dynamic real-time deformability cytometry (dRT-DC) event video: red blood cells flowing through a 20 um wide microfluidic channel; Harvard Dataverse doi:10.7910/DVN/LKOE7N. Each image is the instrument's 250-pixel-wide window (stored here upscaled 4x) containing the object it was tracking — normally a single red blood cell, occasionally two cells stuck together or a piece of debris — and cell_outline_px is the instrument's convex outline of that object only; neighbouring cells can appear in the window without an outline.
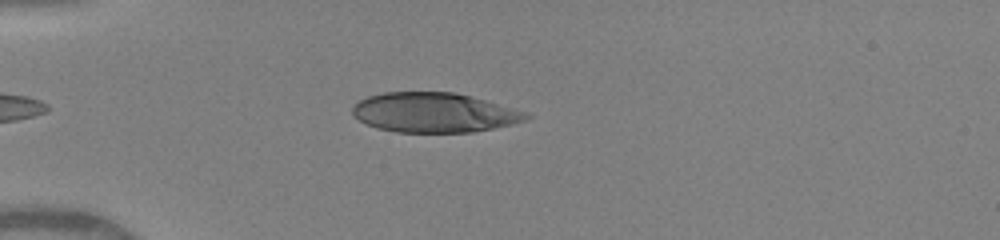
{"species": "human", "species_latin": "Homo sapiens", "temperature_condition": "warm", "stored_images_in_passage": 23, "camera_frame_rate_fps": 3000, "um_per_image_px": 0.085, "donor": {"sex": "female"}, "frame": {"image": 1, "passage_image": 5, "time_ms": 1.333, "image_size_px": [1000, 240], "cell_outline_px": [[532, 116], [528, 120], [512, 124], [472, 132], [396, 132], [376, 128], [360, 120], [352, 112], [352, 108], [360, 100], [368, 96], [384, 92], [452, 92], [484, 100], [528, 112]], "centroid_in_image_um": [36.92, 9.57], "position_along_channel_um": 48.1, "area_um2": 39.88}}
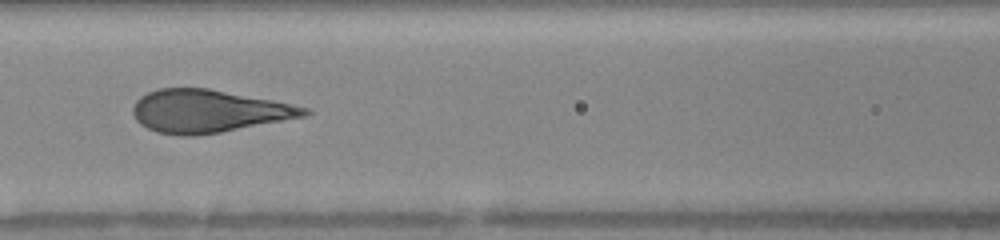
{"frame": {"image": 2, "passage_image": 14, "time_ms": 4.333, "image_size_px": [1000, 240], "cell_outline_px": [[312, 112], [308, 116], [220, 132], [196, 136], [180, 136], [156, 132], [140, 124], [136, 120], [132, 112], [132, 108], [136, 100], [140, 96], [156, 88], [208, 88], [272, 100], [308, 108]], "centroid_in_image_um": [17.68, 9.45], "position_along_channel_um": 148.9, "area_um2": 42.77}}
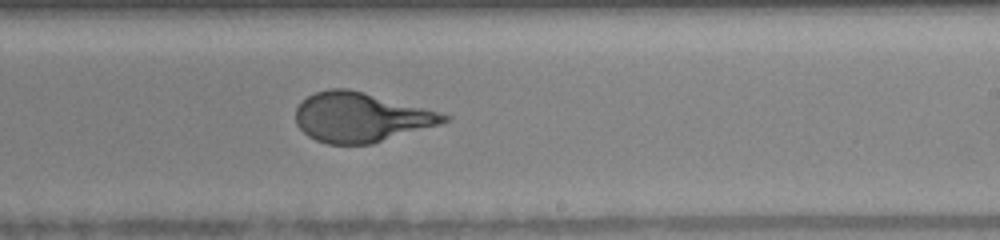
{"frame": {"image": 3, "passage_image": 22, "time_ms": 7.0, "image_size_px": [1000, 240], "cell_outline_px": [[452, 116], [448, 120], [440, 124], [372, 144], [328, 144], [316, 140], [308, 136], [296, 124], [296, 108], [308, 96], [316, 92], [328, 88], [348, 88], [364, 92]], "centroid_in_image_um": [30.64, 9.97], "position_along_channel_um": 258.4, "area_um2": 42.31}}